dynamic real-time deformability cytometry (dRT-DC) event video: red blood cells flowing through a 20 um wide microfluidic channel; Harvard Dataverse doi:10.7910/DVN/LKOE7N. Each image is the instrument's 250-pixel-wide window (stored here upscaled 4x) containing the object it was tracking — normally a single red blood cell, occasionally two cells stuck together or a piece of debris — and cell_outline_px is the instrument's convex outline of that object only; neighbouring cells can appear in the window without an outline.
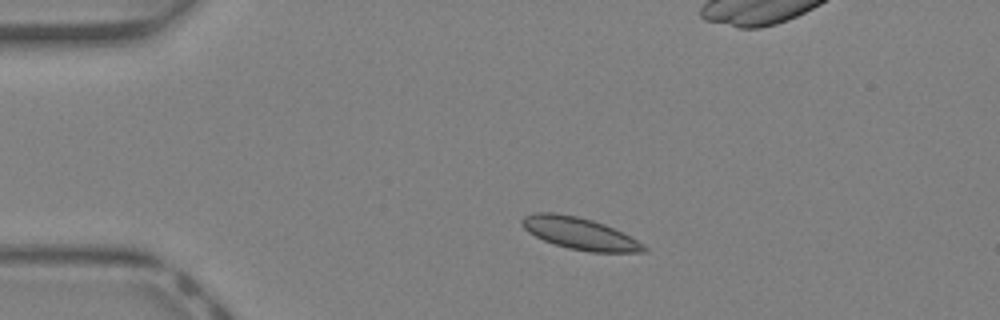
{"species": "Egyptian fruit bat (a non-hibernating species)", "species_latin": "Rousettus aegyptiacus", "temperature_condition": "warm", "stored_images_in_passage": 35, "camera_frame_rate_fps": 3000, "um_per_image_px": 0.085, "animal": {"sex": "female"}, "frame": {"image": 1, "passage_image": 1, "time_ms": 0.0, "image_size_px": [1000, 320], "cell_outline_px": [[648, 248], [644, 252], [588, 252], [568, 248], [544, 240], [528, 232], [520, 224], [520, 220], [524, 216], [532, 212], [556, 212], [576, 216], [592, 220], [604, 224], [644, 244]], "centroid_in_image_um": [49.22, 19.83], "position_along_channel_um": 35.8, "area_um2": 22.54}}
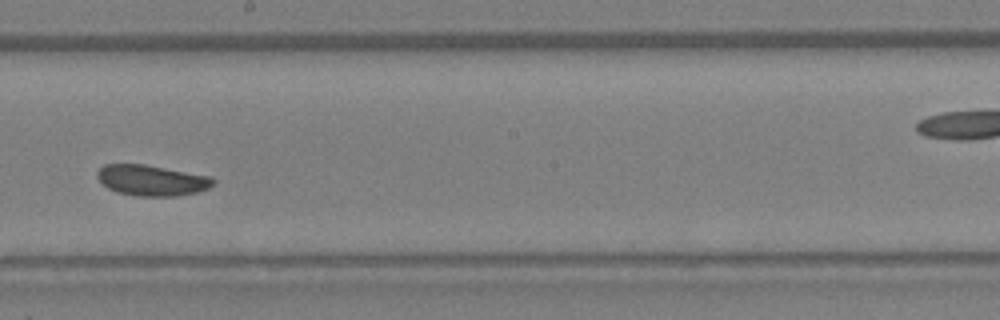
{"frame": {"image": 2, "passage_image": 16, "time_ms": 5.0, "image_size_px": [1000, 320], "cell_outline_px": [[216, 184], [208, 188], [196, 192], [176, 196], [136, 196], [116, 192], [108, 188], [96, 176], [96, 172], [104, 164], [144, 164], [212, 176], [216, 180]], "centroid_in_image_um": [12.92, 15.32], "position_along_channel_um": 235.3, "area_um2": 20.92}}
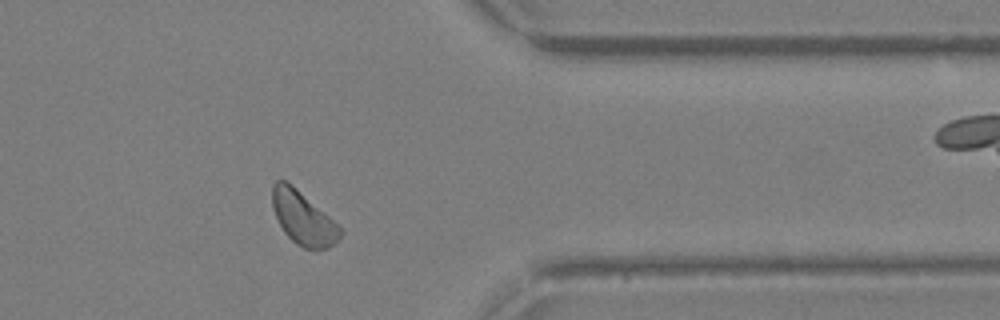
{"frame": {"image": 3, "passage_image": 26, "time_ms": 8.333, "image_size_px": [1000, 320], "cell_outline_px": [[340, 236], [328, 248], [316, 252], [304, 248], [296, 244], [284, 232], [272, 208], [272, 184], [276, 180], [284, 180], [292, 184], [340, 224]], "centroid_in_image_um": [25.77, 18.54], "position_along_channel_um": 385.6, "area_um2": 21.33}, "authors_computed_cell_mechanics": {"area_um2": 21.2126, "velocity_mm_per_s": 4.8896, "shape_relaxation_time_tau1_ms": 0.8022, "shape_relaxation_time_tau2_ms": null, "deformation_change_tau1": 0.0399, "deformation_change_tau2": null}}